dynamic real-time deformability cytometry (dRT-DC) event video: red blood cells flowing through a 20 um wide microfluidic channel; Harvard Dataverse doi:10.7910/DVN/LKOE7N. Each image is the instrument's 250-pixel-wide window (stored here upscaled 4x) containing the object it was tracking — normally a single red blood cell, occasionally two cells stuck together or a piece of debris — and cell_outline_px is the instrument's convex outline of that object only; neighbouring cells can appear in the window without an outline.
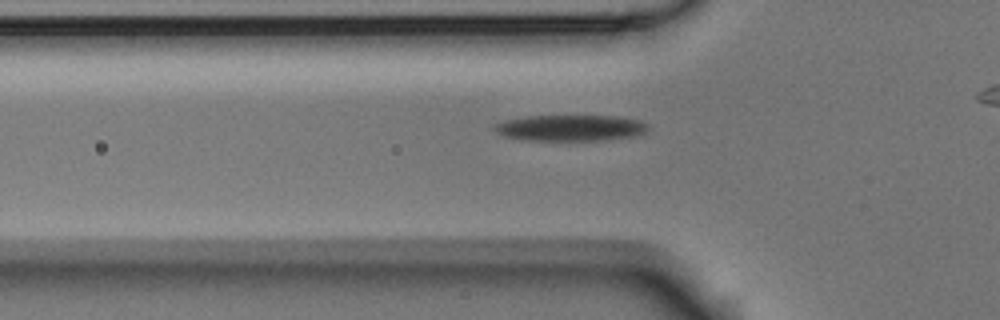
{"species": "Egyptian fruit bat (a non-hibernating species)", "species_latin": "Rousettus aegyptiacus", "temperature_condition": "room temperature", "stored_images_in_passage": 39, "camera_frame_rate_fps": 3000, "um_per_image_px": 0.085, "animal": {"sex": "male"}, "frame": {"image": 1, "passage_image": 12, "time_ms": 3.667, "image_size_px": [1000, 320], "cell_outline_px": [[648, 128], [644, 132], [636, 136], [608, 140], [520, 140], [504, 136], [496, 132], [492, 128], [496, 124], [504, 120], [528, 116], [620, 116], [640, 120], [648, 124]], "centroid_in_image_um": [48.5, 10.87], "position_along_channel_um": 77.3, "area_um2": 23.52}}
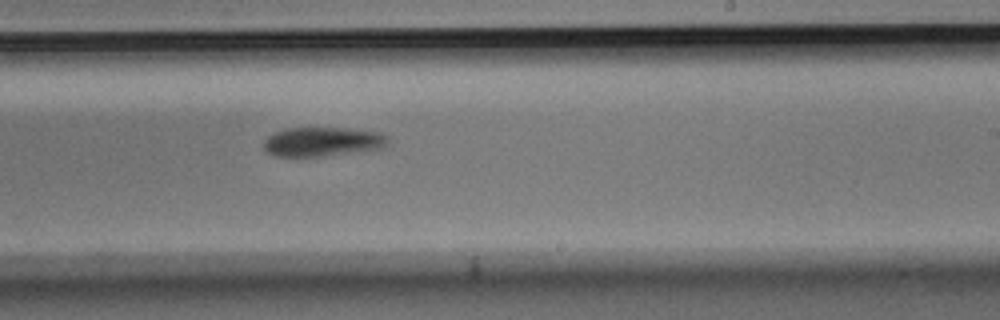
{"frame": {"image": 2, "passage_image": 27, "time_ms": 8.667, "image_size_px": [1000, 320], "cell_outline_px": [[388, 144], [384, 148], [320, 156], [272, 156], [264, 148], [264, 140], [268, 136], [276, 132], [288, 128], [348, 128], [380, 132], [388, 136]], "centroid_in_image_um": [27.44, 12.04], "position_along_channel_um": 261.6, "area_um2": 21.1}}
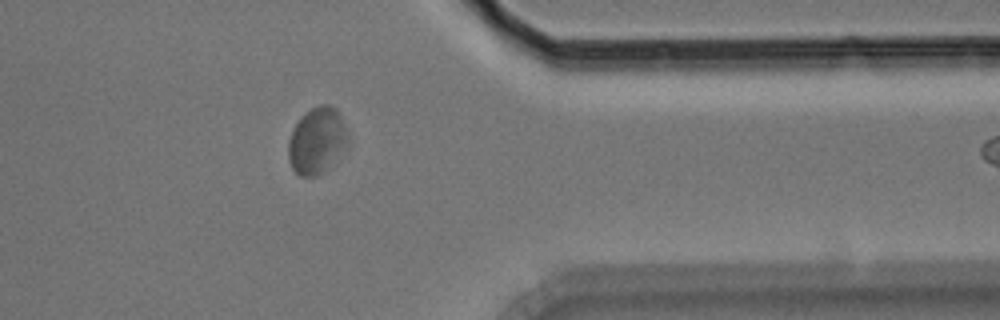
{"frame": {"image": 3, "passage_image": 38, "time_ms": 12.333, "image_size_px": [1000, 320], "cell_outline_px": [[348, 144], [316, 176], [300, 176], [292, 168], [288, 160], [288, 140], [292, 128], [312, 108], [320, 104], [332, 104], [336, 108], [340, 116], [348, 136]], "centroid_in_image_um": [26.9, 11.93], "position_along_channel_um": 384.5, "area_um2": 22.37}}